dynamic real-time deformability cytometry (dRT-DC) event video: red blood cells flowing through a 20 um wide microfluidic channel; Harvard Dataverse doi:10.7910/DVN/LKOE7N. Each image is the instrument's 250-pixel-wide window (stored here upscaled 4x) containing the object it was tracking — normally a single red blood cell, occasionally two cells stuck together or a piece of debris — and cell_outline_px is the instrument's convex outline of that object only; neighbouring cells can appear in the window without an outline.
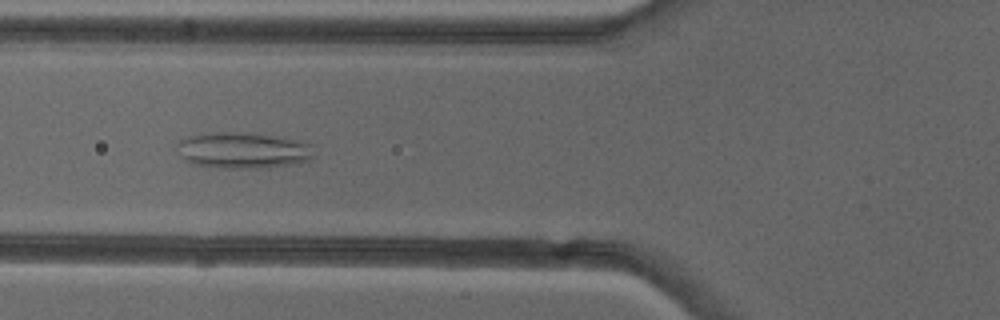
{"species": "common noctule bat (a hibernating species)", "species_latin": "Nyctalus noctula", "temperature_condition": "cold", "stored_images_in_passage": 28, "camera_frame_rate_fps": 3000, "um_per_image_px": 0.085, "animal": {"sex": "female"}, "frame": {"image": 1, "passage_image": 5, "time_ms": 1.333, "image_size_px": [1000, 320], "cell_outline_px": [[312, 156], [308, 160], [300, 164], [268, 168], [216, 168], [192, 164], [184, 160], [180, 156], [176, 144], [176, 140], [200, 132], [236, 132], [272, 136], [300, 140], [312, 144]], "centroid_in_image_um": [20.6, 12.79], "position_along_channel_um": 105.2, "area_um2": 29.48}}
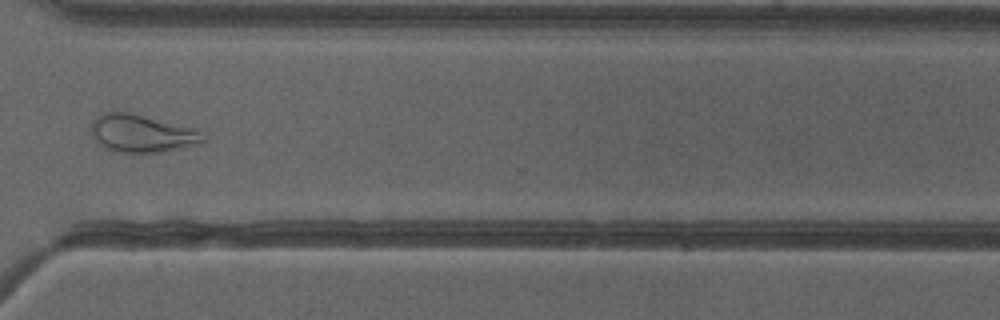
{"frame": {"image": 2, "passage_image": 24, "time_ms": 7.667, "image_size_px": [1000, 320], "cell_outline_px": [[208, 136], [204, 144], [164, 152], [120, 152], [104, 148], [92, 136], [92, 120], [100, 112], [128, 112], [196, 128]], "centroid_in_image_um": [12.14, 11.35], "position_along_channel_um": 358.5, "area_um2": 25.03}, "authors_computed_cell_mechanics": {"area_um2": 21.5594, "velocity_mm_per_s": 4.0004, "shape_relaxation_time_tau1_ms": null, "shape_relaxation_time_tau2_ms": 2.4249, "deformation_change_tau1": null, "deformation_change_tau2": 0.1206}}